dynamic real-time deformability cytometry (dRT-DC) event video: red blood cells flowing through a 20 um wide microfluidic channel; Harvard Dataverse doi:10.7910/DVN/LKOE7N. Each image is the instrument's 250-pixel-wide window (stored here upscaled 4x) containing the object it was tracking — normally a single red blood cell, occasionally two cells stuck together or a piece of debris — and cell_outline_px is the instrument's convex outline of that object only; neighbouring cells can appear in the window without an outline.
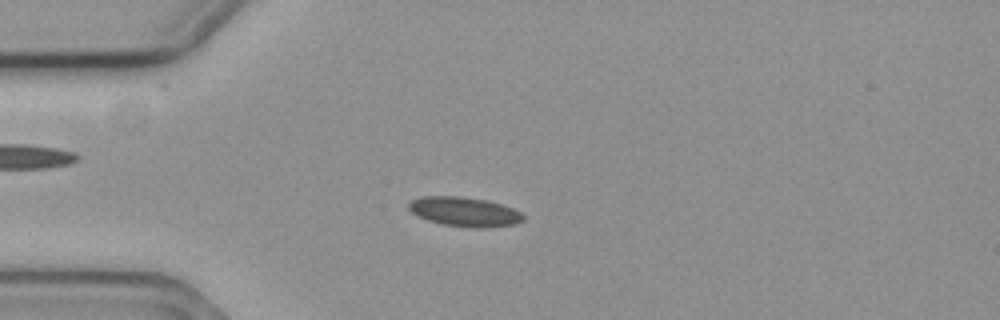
{"species": "common noctule bat (a hibernating species)", "species_latin": "Nyctalus noctula", "temperature_condition": "cold", "stored_images_in_passage": 58, "camera_frame_rate_fps": 3000, "um_per_image_px": 0.085, "animal": {"sex": "female", "body_mass_g": 19.3, "forearm_length_mm": 54.1}, "frame": {"image": 1, "passage_image": 15, "time_ms": 4.667, "image_size_px": [1000, 320], "cell_outline_px": [[524, 220], [516, 224], [484, 228], [476, 228], [440, 224], [428, 220], [412, 212], [408, 208], [408, 204], [412, 200], [424, 196], [460, 196], [488, 200], [504, 204], [520, 212], [524, 216]], "centroid_in_image_um": [39.52, 17.99], "position_along_channel_um": 45.5, "area_um2": 19.71}}
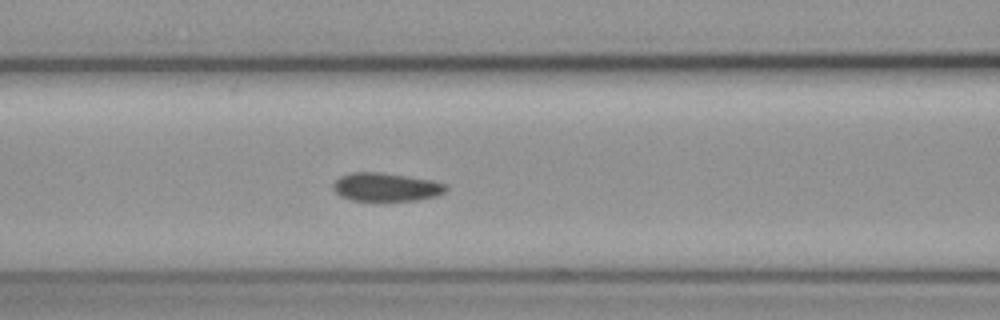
{"frame": {"image": 2, "passage_image": 24, "time_ms": 7.667, "image_size_px": [1000, 320], "cell_outline_px": [[448, 188], [444, 192], [436, 196], [416, 200], [352, 200], [340, 196], [332, 188], [332, 184], [340, 176], [352, 172], [380, 172], [408, 176], [432, 180], [448, 184]], "centroid_in_image_um": [32.82, 15.89], "position_along_channel_um": 133.8, "area_um2": 18.67}}
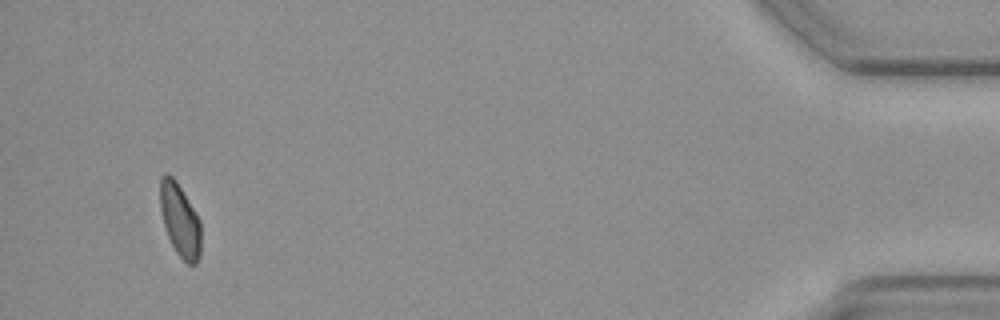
{"frame": {"image": 3, "passage_image": 55, "time_ms": 18.0, "image_size_px": [1000, 320], "cell_outline_px": [[200, 256], [196, 264], [188, 264], [176, 252], [168, 236], [164, 224], [160, 208], [160, 176], [164, 172], [168, 172], [176, 180], [200, 220]], "centroid_in_image_um": [15.28, 18.68], "position_along_channel_um": 419.9, "area_um2": 17.28}, "authors_computed_cell_mechanics": {"area_um2": 19.1607, "velocity_mm_per_s": 3.5721, "shape_relaxation_time_tau1_ms": null, "shape_relaxation_time_tau2_ms": 3.7728, "deformation_change_tau1": null, "deformation_change_tau2": 0.0825}}